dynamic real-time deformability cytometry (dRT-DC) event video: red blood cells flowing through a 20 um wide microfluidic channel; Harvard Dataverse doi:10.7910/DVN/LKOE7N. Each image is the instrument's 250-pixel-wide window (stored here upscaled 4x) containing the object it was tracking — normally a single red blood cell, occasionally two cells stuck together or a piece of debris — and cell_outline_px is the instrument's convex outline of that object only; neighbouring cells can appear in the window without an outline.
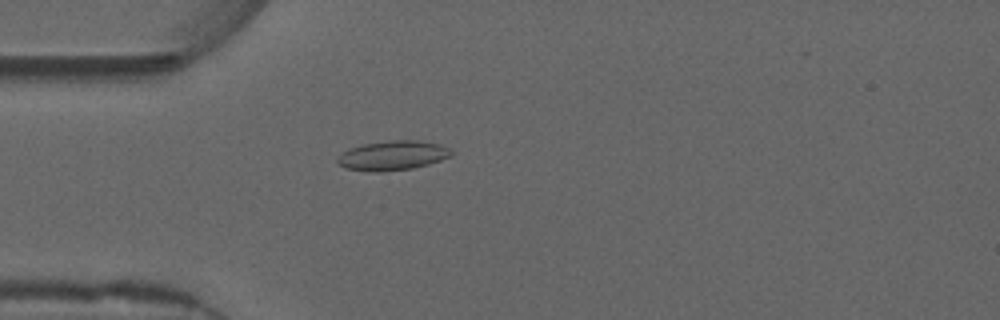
{"species": "common noctule bat (a hibernating species)", "species_latin": "Nyctalus noctula", "temperature_condition": "warm", "stored_images_in_passage": 55, "camera_frame_rate_fps": 3000, "um_per_image_px": 0.085, "animal": {"sex": "male", "forearm_length_mm": 52.5}, "frame": {"image": 1, "passage_image": 15, "time_ms": 4.667, "image_size_px": [1000, 320], "cell_outline_px": [[452, 156], [428, 164], [412, 168], [380, 172], [376, 172], [344, 168], [336, 160], [344, 152], [352, 148], [364, 144], [388, 140], [416, 140], [440, 144], [448, 148], [452, 152]], "centroid_in_image_um": [33.4, 13.22], "position_along_channel_um": 51.6, "area_um2": 19.31}}
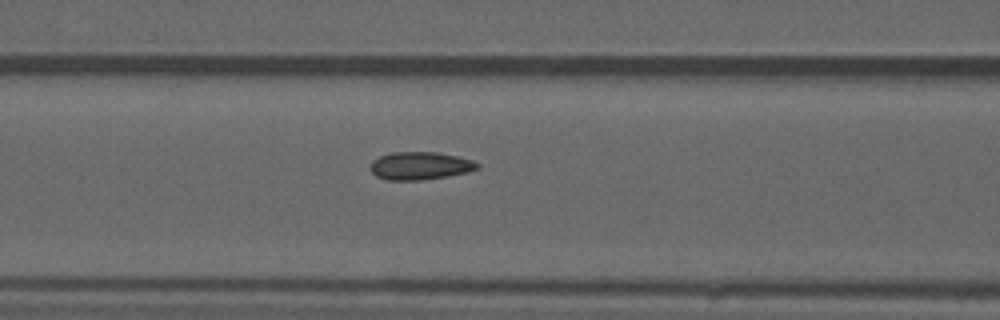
{"frame": {"image": 2, "passage_image": 22, "time_ms": 7.0, "image_size_px": [1000, 320], "cell_outline_px": [[480, 168], [468, 172], [448, 176], [420, 180], [388, 180], [376, 176], [368, 168], [372, 160], [380, 156], [392, 152], [436, 152], [456, 156], [472, 160], [480, 164]], "centroid_in_image_um": [35.69, 14.09], "position_along_channel_um": 130.9, "area_um2": 17.46}}
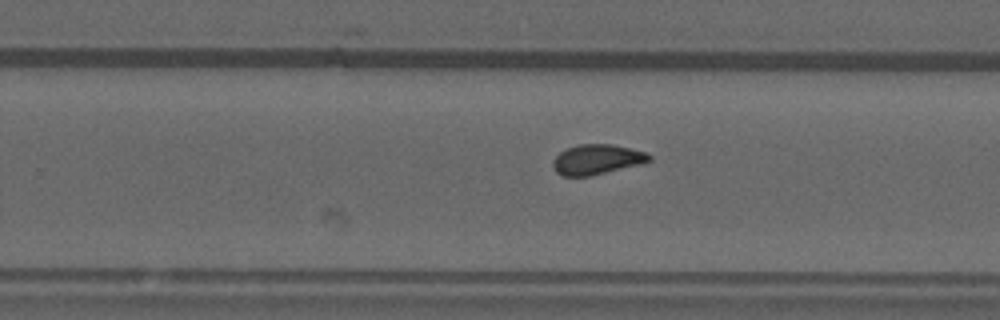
{"frame": {"image": 3, "passage_image": 34, "time_ms": 11.0, "image_size_px": [1000, 320], "cell_outline_px": [[652, 160], [592, 176], [564, 176], [556, 172], [552, 164], [552, 160], [560, 152], [568, 148], [580, 144], [612, 144], [648, 152], [652, 156]], "centroid_in_image_um": [50.73, 13.55], "position_along_channel_um": 279.1, "area_um2": 16.76}, "authors_computed_cell_mechanics": {"area_um2": 16.9932, "velocity_mm_per_s": 3.7159, "shape_relaxation_time_tau1_ms": null, "shape_relaxation_time_tau2_ms": 0.9545, "deformation_change_tau1": null, "deformation_change_tau2": 0.0661}}